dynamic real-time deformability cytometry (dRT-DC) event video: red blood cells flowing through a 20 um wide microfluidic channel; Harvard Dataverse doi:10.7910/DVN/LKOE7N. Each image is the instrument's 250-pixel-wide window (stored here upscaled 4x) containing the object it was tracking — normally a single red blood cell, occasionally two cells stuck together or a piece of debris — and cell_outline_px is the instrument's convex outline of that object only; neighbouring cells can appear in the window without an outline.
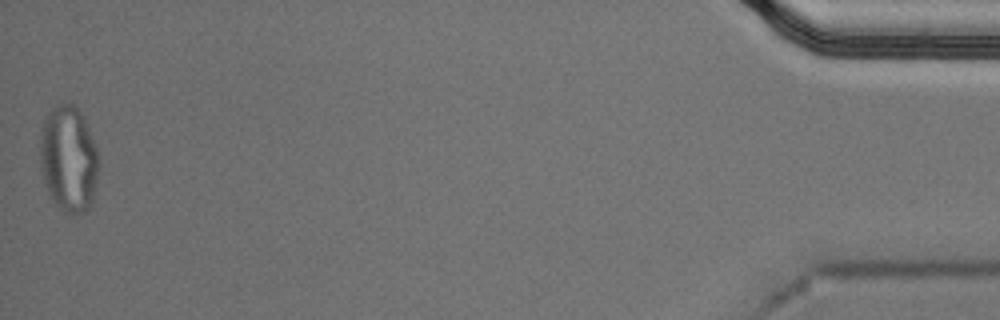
{"species": "Egyptian fruit bat (a non-hibernating species)", "species_latin": "Rousettus aegyptiacus", "temperature_condition": "cold", "stored_images_in_passage": 55, "segment_of_instrument_passage": [2, 2], "camera_frame_rate_fps": 3000, "um_per_image_px": 0.085, "animal": {"sex": "male"}, "frame": {"image": 1, "passage_image": 55, "time_ms": 18.0, "image_size_px": [1000, 320], "cell_outline_px": [[100, 164], [92, 200], [88, 208], [84, 212], [68, 216], [56, 204], [48, 192], [44, 184], [40, 172], [40, 136], [44, 116], [56, 104], [72, 104], [84, 116], [96, 148]], "centroid_in_image_um": [5.81, 13.51], "position_along_channel_um": 429.4, "area_um2": 36.76}}